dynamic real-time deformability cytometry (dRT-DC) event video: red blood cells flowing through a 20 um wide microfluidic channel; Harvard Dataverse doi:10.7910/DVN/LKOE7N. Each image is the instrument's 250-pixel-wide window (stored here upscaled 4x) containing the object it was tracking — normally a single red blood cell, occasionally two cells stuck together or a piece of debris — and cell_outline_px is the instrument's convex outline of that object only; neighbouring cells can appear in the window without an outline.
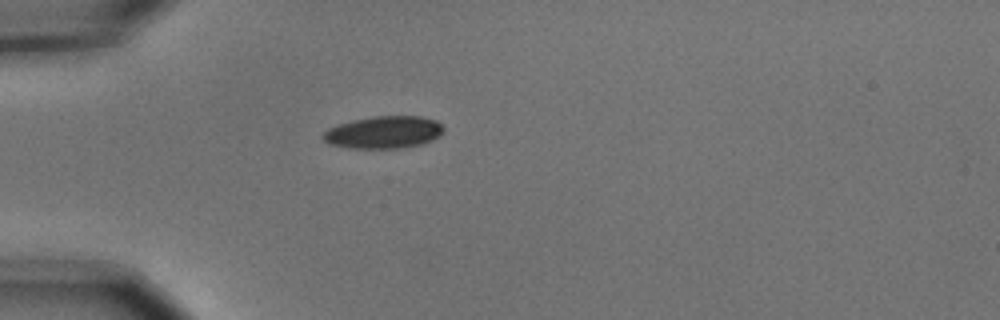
{"species": "common noctule bat (a hibernating species)", "species_latin": "Nyctalus noctula", "temperature_condition": "cold", "stored_images_in_passage": 1, "camera_frame_rate_fps": 3000, "um_per_image_px": 0.085, "animal": {"sex": "male", "body_mass_g": 15.6}, "frame": {"image": 1, "passage_image": 1, "time_ms": 0.0, "image_size_px": [1000, 320], "cell_outline_px": [[444, 132], [440, 136], [424, 144], [400, 148], [352, 148], [328, 144], [320, 136], [328, 128], [352, 120], [376, 116], [420, 116], [436, 120], [444, 128]], "centroid_in_image_um": [32.63, 11.25], "position_along_channel_um": 52.4, "area_um2": 22.83}}